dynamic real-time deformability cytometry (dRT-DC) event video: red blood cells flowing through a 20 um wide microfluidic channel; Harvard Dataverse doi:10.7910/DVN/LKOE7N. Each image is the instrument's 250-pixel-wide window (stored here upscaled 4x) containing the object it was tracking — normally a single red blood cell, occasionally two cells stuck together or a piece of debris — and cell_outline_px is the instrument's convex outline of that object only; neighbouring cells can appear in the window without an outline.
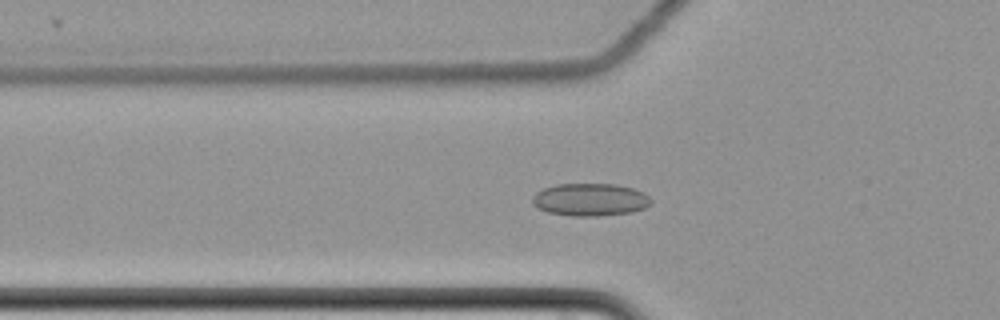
{"species": "common noctule bat (a hibernating species)", "species_latin": "Nyctalus noctula", "temperature_condition": "cold", "stored_images_in_passage": 58, "camera_frame_rate_fps": 3000, "um_per_image_px": 0.085, "animal": {"sex": "female", "body_mass_g": 22.7, "forearm_length_mm": 54.2}, "frame": {"image": 1, "passage_image": 19, "time_ms": 6.0, "image_size_px": [1000, 320], "cell_outline_px": [[652, 204], [644, 208], [632, 212], [596, 216], [572, 216], [548, 212], [532, 204], [532, 196], [536, 192], [544, 188], [556, 184], [616, 184], [632, 188], [644, 192], [652, 200]], "centroid_in_image_um": [50.18, 16.96], "position_along_channel_um": 75.6, "area_um2": 22.6}}
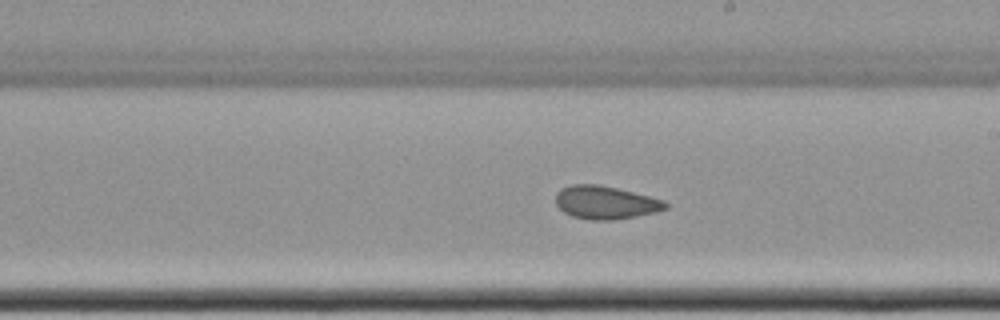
{"frame": {"image": 2, "passage_image": 33, "time_ms": 10.667, "image_size_px": [1000, 320], "cell_outline_px": [[668, 208], [636, 216], [612, 220], [592, 220], [572, 216], [564, 212], [556, 204], [556, 192], [560, 188], [572, 184], [600, 184], [664, 200], [668, 204]], "centroid_in_image_um": [51.43, 17.2], "position_along_channel_um": 237.6, "area_um2": 21.04}}
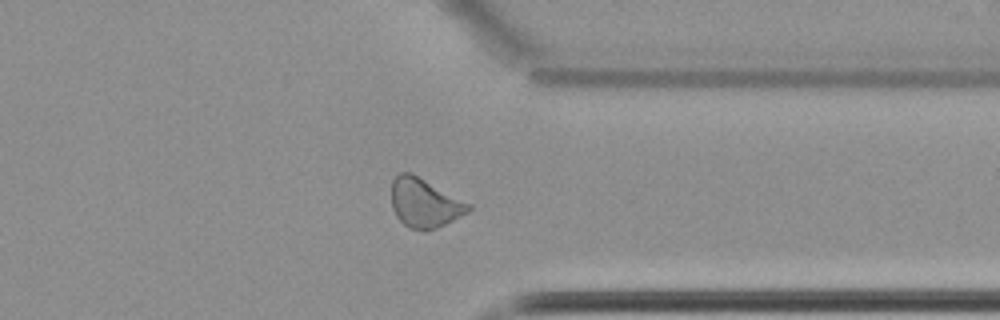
{"frame": {"image": 3, "passage_image": 45, "time_ms": 14.667, "image_size_px": [1000, 320], "cell_outline_px": [[472, 208], [468, 212], [436, 228], [424, 232], [408, 228], [396, 216], [392, 208], [392, 180], [400, 172], [412, 172], [472, 204]], "centroid_in_image_um": [36.09, 17.25], "position_along_channel_um": 375.3, "area_um2": 22.25}, "authors_computed_cell_mechanics": {"area_um2": 22.1663, "velocity_mm_per_s": 3.4807, "shape_relaxation_time_tau1_ms": null, "shape_relaxation_time_tau2_ms": 1.4688, "deformation_change_tau1": null, "deformation_change_tau2": 0.0747}}